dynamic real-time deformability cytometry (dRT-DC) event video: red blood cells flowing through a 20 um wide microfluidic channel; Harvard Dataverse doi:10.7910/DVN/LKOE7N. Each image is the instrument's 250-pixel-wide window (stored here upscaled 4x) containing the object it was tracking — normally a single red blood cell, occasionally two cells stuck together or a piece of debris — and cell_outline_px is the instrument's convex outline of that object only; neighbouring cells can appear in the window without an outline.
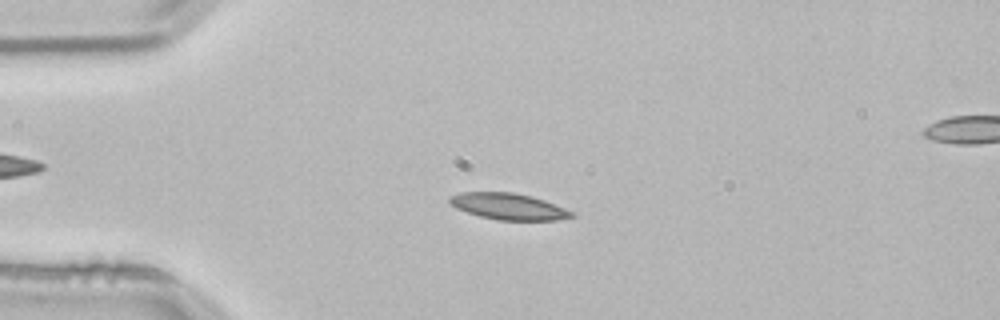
{"species": "common noctule bat (a hibernating species)", "species_latin": "Nyctalus noctula", "temperature_condition": "room temperature", "stored_images_in_passage": 52, "camera_frame_rate_fps": 3000, "um_per_image_px": 0.085, "animal": {"sex": "male", "body_mass_g": 21.5, "forearm_length_mm": 52.0}, "frame": {"image": 1, "passage_image": 12, "time_ms": 3.667, "image_size_px": [1000, 320], "cell_outline_px": [[576, 216], [556, 220], [496, 220], [480, 216], [456, 208], [448, 200], [448, 196], [460, 192], [512, 192], [532, 196], [544, 200], [564, 208], [572, 212]], "centroid_in_image_um": [43.2, 17.54], "position_along_channel_um": 41.8, "area_um2": 18.67}}
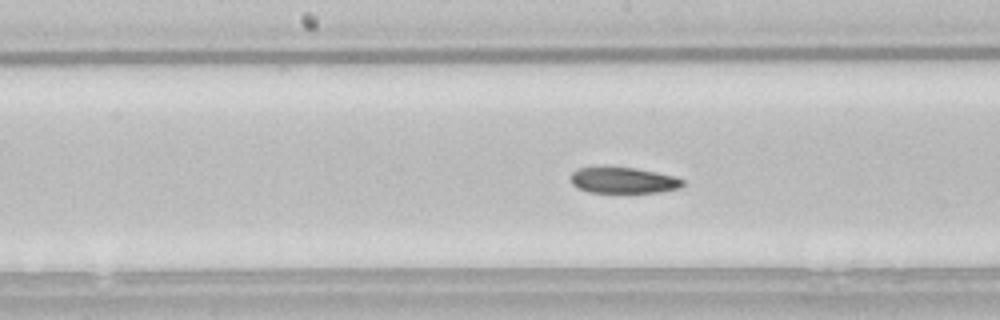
{"frame": {"image": 2, "passage_image": 26, "time_ms": 8.333, "image_size_px": [1000, 320], "cell_outline_px": [[684, 184], [676, 188], [660, 192], [588, 192], [576, 188], [572, 184], [572, 172], [576, 168], [636, 168], [676, 176], [684, 180]], "centroid_in_image_um": [52.99, 15.33], "position_along_channel_um": 195.2, "area_um2": 16.7}}
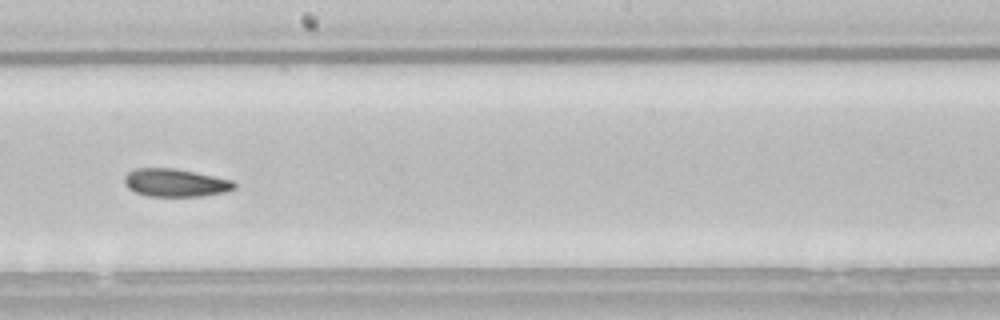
{"frame": {"image": 3, "passage_image": 29, "time_ms": 9.333, "image_size_px": [1000, 320], "cell_outline_px": [[236, 188], [224, 192], [204, 196], [148, 196], [136, 192], [128, 188], [124, 184], [124, 176], [128, 172], [136, 168], [172, 168], [232, 180], [236, 184]], "centroid_in_image_um": [14.88, 15.54], "position_along_channel_um": 233.3, "area_um2": 17.74}, "authors_computed_cell_mechanics": {"area_um2": 18.2359, "velocity_mm_per_s": 3.8135, "shape_relaxation_time_tau1_ms": 7.6555, "shape_relaxation_time_tau2_ms": 5.6251, "deformation_change_tau1": 0.1654, "deformation_change_tau2": 0.1199}}